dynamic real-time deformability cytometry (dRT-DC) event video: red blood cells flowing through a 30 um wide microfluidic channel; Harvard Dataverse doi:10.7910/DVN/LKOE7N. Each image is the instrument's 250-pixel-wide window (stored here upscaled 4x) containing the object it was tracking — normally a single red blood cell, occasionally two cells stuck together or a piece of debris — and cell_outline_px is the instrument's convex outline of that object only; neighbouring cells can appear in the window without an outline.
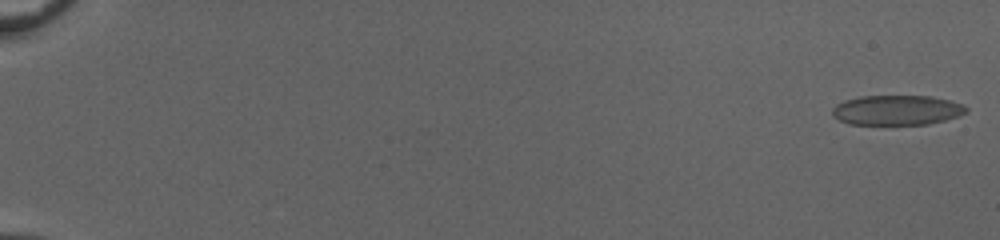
{"species": "common noctule bat (a hibernating species)", "species_latin": "Nyctalus noctula", "temperature_condition": "cold", "stored_images_in_passage": 55, "camera_frame_rate_fps": 3000, "um_per_image_px": 0.085, "animal": {"sex": "female", "body_mass_g": 20.0, "forearm_length_mm": 54.0}, "frame": {"image": 1, "passage_image": 1, "time_ms": 0.0, "image_size_px": [1000, 240], "cell_outline_px": [[968, 112], [944, 120], [928, 124], [848, 124], [832, 116], [832, 108], [836, 104], [844, 100], [860, 96], [932, 96], [964, 104], [968, 108]], "centroid_in_image_um": [76.22, 9.35], "position_along_channel_um": 8.8, "area_um2": 23.35}}
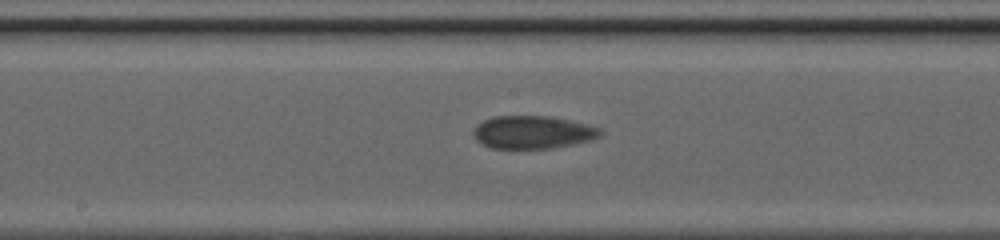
{"frame": {"image": 2, "passage_image": 32, "time_ms": 10.333, "image_size_px": [1000, 240], "cell_outline_px": [[604, 132], [600, 136], [592, 140], [552, 148], [492, 148], [480, 144], [476, 140], [472, 132], [472, 128], [476, 124], [492, 116], [548, 116], [588, 124], [600, 128]], "centroid_in_image_um": [45.25, 11.23], "position_along_channel_um": 202.9, "area_um2": 24.51}}
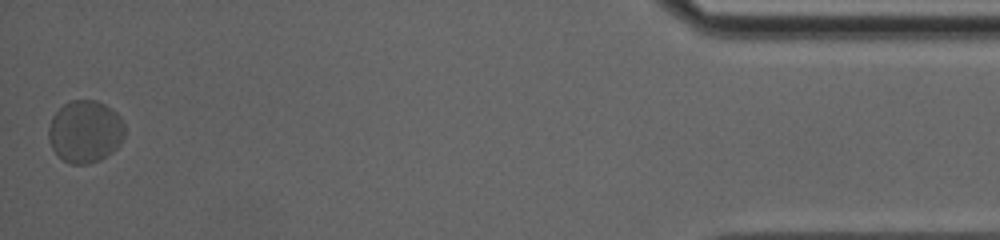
{"frame": {"image": 3, "passage_image": 55, "time_ms": 18.0, "image_size_px": [1000, 240], "cell_outline_px": [[124, 136], [120, 144], [112, 152], [100, 160], [88, 164], [68, 164], [52, 148], [48, 136], [48, 128], [52, 116], [64, 104], [72, 100], [96, 100], [104, 104], [116, 112], [120, 116], [124, 124]], "centroid_in_image_um": [7.24, 11.18], "position_along_channel_um": 428.0, "area_um2": 27.69}, "authors_computed_cell_mechanics": {"area_um2": 24.0448, "velocity_mm_per_s": 3.9045, "shape_relaxation_time_tau1_ms": 2.2416, "shape_relaxation_time_tau2_ms": 1.1879, "deformation_change_tau1": 0.0549, "deformation_change_tau2": 0.056}}